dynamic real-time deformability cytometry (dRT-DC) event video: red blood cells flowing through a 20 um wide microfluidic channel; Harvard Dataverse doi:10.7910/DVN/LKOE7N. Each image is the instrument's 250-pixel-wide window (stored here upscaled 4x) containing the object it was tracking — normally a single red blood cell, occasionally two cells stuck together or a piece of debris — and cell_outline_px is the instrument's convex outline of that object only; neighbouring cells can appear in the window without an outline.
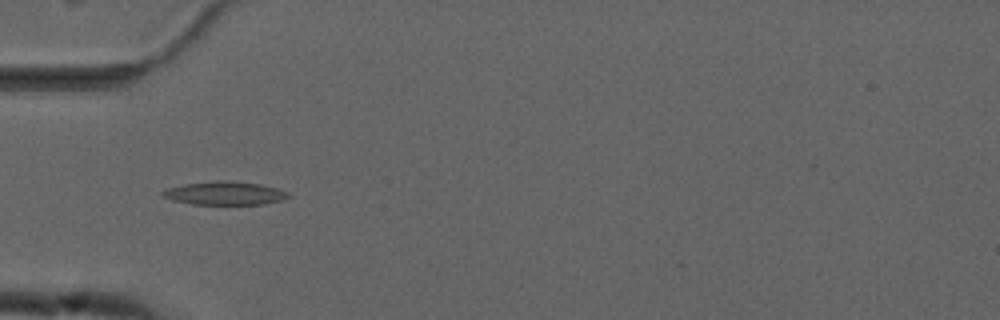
{"species": "common noctule bat (a hibernating species)", "species_latin": "Nyctalus noctula", "temperature_condition": "cold", "stored_images_in_passage": 38, "camera_frame_rate_fps": 3000, "um_per_image_px": 0.085, "animal": {"sex": "male", "forearm_length_mm": 52.5}, "frame": {"image": 1, "passage_image": 1, "time_ms": 0.0, "image_size_px": [1000, 320], "cell_outline_px": [[292, 196], [280, 200], [264, 204], [192, 204], [172, 200], [160, 196], [160, 192], [168, 188], [184, 184], [216, 180], [224, 180], [260, 184], [276, 188], [288, 192]], "centroid_in_image_um": [19.07, 16.42], "position_along_channel_um": 65.9, "area_um2": 17.11}}
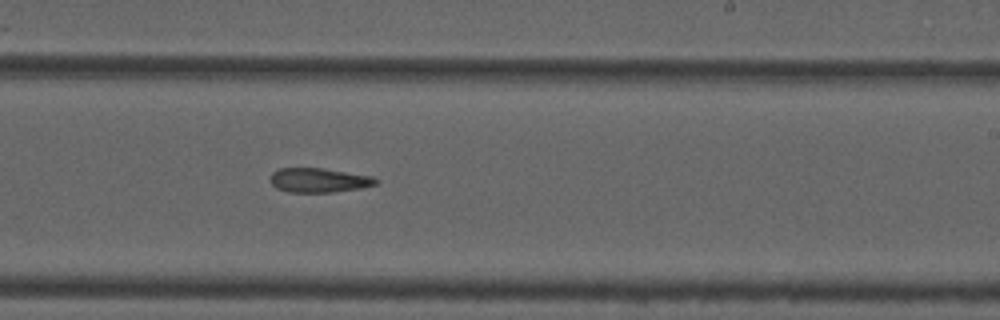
{"frame": {"image": 2, "passage_image": 17, "time_ms": 5.333, "image_size_px": [1000, 320], "cell_outline_px": [[380, 180], [376, 184], [360, 188], [332, 192], [288, 192], [276, 188], [272, 184], [272, 172], [280, 168], [324, 168], [372, 176]], "centroid_in_image_um": [27.13, 15.31], "position_along_channel_um": 261.9, "area_um2": 14.91}}
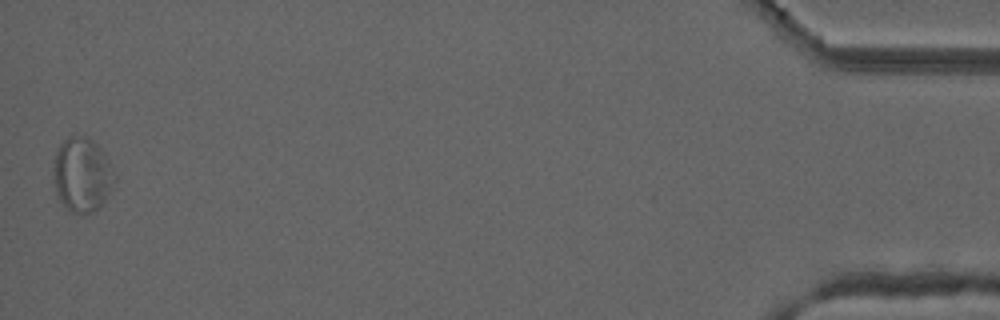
{"frame": {"image": 3, "passage_image": 38, "time_ms": 12.333, "image_size_px": [1000, 320], "cell_outline_px": [[116, 180], [112, 188], [104, 200], [92, 212], [84, 216], [80, 216], [72, 212], [60, 200], [56, 192], [56, 152], [60, 144], [68, 136], [84, 136], [92, 140], [100, 148], [116, 176]], "centroid_in_image_um": [7.01, 14.87], "position_along_channel_um": 428.2, "area_um2": 25.78}, "authors_computed_cell_mechanics": {"area_um2": 16.1551, "velocity_mm_per_s": 3.6963, "shape_relaxation_time_tau1_ms": null, "shape_relaxation_time_tau2_ms": 6.088, "deformation_change_tau1": null, "deformation_change_tau2": 0.1715}}